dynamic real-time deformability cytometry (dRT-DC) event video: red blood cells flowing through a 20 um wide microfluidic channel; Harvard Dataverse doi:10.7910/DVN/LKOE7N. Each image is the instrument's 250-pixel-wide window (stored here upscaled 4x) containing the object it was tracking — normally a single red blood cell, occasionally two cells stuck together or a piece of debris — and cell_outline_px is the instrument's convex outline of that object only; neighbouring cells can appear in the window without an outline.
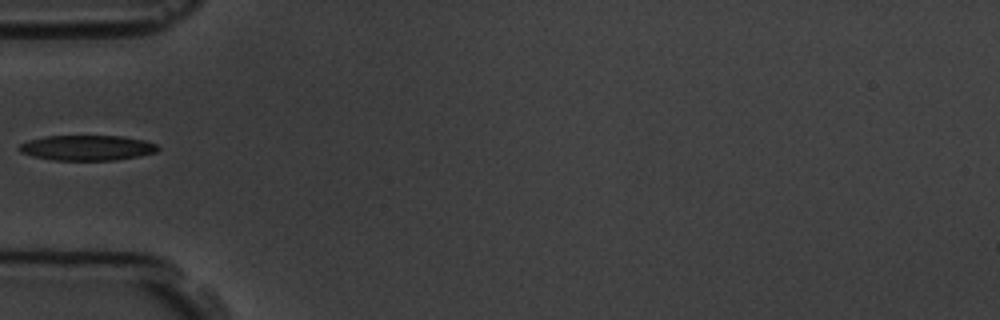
{"species": "common noctule bat (a hibernating species)", "species_latin": "Nyctalus noctula", "temperature_condition": "room temperature", "stored_images_in_passage": 5, "camera_frame_rate_fps": 3000, "um_per_image_px": 0.085, "animal": {"sex": "male", "body_mass_g": 19.5, "forearm_length_mm": 54.6}, "frame": {"image": 1, "passage_image": 4, "time_ms": 3.667, "image_size_px": [1000, 320], "cell_outline_px": [[160, 148], [156, 152], [140, 156], [116, 160], [52, 160], [32, 156], [20, 152], [16, 148], [20, 144], [28, 140], [44, 136], [124, 136], [144, 140], [156, 144]], "centroid_in_image_um": [7.39, 12.56], "position_along_channel_um": 77.6, "area_um2": 20.58}}
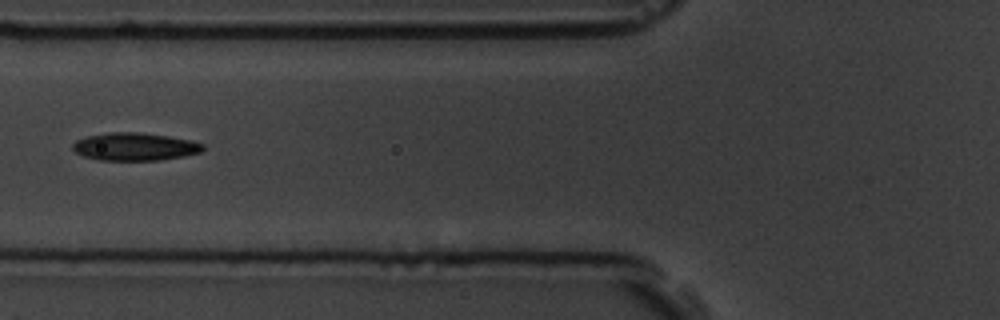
{"frame": {"image": 2, "passage_image": 5, "time_ms": 4.667, "image_size_px": [1000, 320], "cell_outline_px": [[204, 148], [200, 152], [184, 156], [160, 160], [100, 160], [84, 156], [76, 152], [72, 148], [72, 144], [76, 140], [88, 136], [108, 132], [140, 132], [168, 136], [192, 140], [204, 144]], "centroid_in_image_um": [11.47, 12.46], "position_along_channel_um": 114.3, "area_um2": 21.1}}